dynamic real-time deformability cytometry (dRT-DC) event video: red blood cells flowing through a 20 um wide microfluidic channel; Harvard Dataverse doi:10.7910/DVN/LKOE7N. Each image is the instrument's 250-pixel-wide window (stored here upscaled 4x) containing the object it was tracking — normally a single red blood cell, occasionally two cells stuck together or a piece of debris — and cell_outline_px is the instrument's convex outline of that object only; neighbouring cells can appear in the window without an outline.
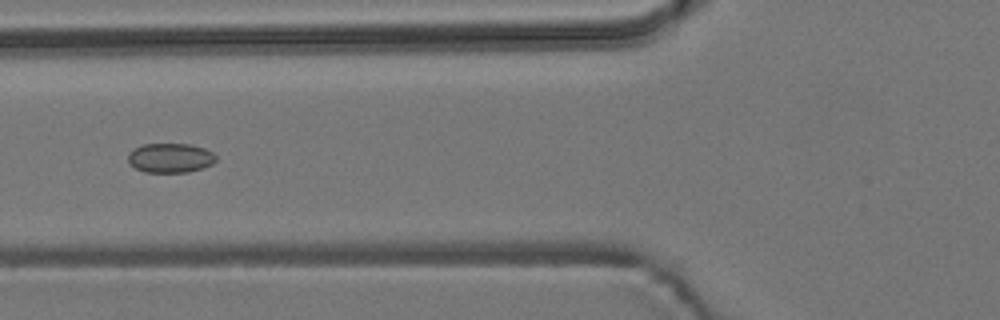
{"species": "common noctule bat (a hibernating species)", "species_latin": "Nyctalus noctula", "temperature_condition": "room temperature", "stored_images_in_passage": 8, "camera_frame_rate_fps": 3000, "um_per_image_px": 0.085, "animal": {"sex": "male", "body_mass_g": 19.2, "forearm_length_mm": 51.8}, "frame": {"image": 1, "passage_image": 6, "time_ms": 6.667, "image_size_px": [1000, 320], "cell_outline_px": [[216, 160], [212, 164], [204, 168], [188, 172], [144, 172], [128, 164], [128, 152], [144, 144], [188, 144], [204, 148], [212, 152], [216, 156]], "centroid_in_image_um": [14.47, 13.43], "position_along_channel_um": 111.3, "area_um2": 15.14}}
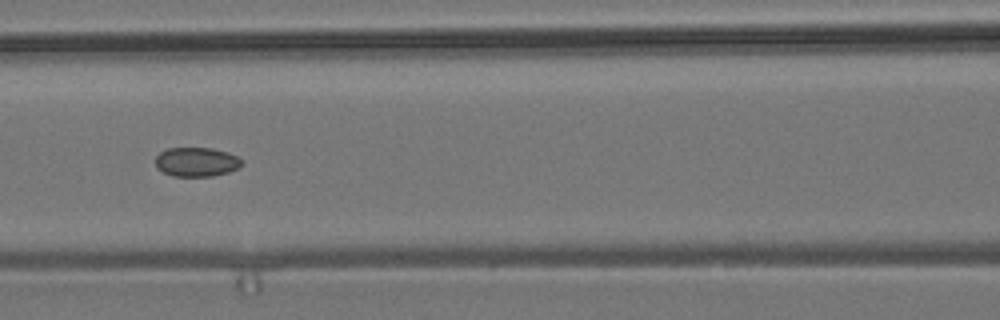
{"frame": {"image": 2, "passage_image": 7, "time_ms": 7.667, "image_size_px": [1000, 320], "cell_outline_px": [[244, 164], [228, 172], [212, 176], [172, 176], [156, 168], [156, 156], [160, 152], [168, 148], [212, 148], [228, 152], [244, 160]], "centroid_in_image_um": [16.71, 13.76], "position_along_channel_um": 149.9, "area_um2": 14.74}}
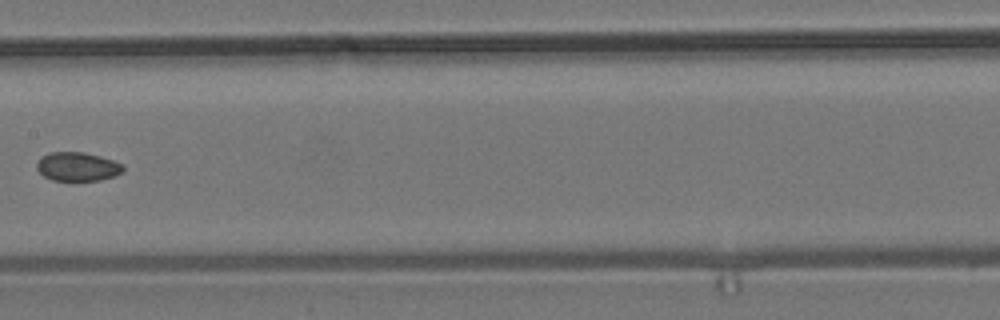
{"frame": {"image": 3, "passage_image": 8, "time_ms": 9.0, "image_size_px": [1000, 320], "cell_outline_px": [[124, 168], [120, 172], [112, 176], [100, 180], [52, 180], [44, 176], [36, 168], [36, 164], [48, 152], [84, 152], [100, 156], [112, 160], [120, 164]], "centroid_in_image_um": [6.55, 14.15], "position_along_channel_um": 200.8, "area_um2": 14.16}}